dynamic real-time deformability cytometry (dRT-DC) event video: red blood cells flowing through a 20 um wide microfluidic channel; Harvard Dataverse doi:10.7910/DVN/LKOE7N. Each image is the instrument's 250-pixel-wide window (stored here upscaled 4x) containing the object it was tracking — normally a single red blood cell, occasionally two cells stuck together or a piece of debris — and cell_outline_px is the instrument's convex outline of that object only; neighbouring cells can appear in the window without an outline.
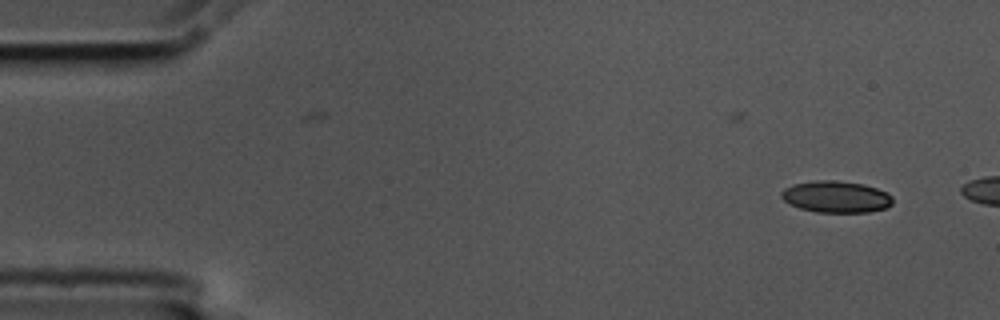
{"species": "common noctule bat (a hibernating species)", "species_latin": "Nyctalus noctula", "temperature_condition": "cold", "stored_images_in_passage": 3, "camera_frame_rate_fps": 3000, "um_per_image_px": 0.085, "animal": {"sex": "male", "body_mass_g": 17.5, "forearm_length_mm": 52.3}, "frame": {"image": 1, "passage_image": 1, "time_ms": 0.0, "image_size_px": [1000, 320], "cell_outline_px": [[892, 204], [888, 208], [868, 212], [816, 212], [800, 208], [784, 200], [780, 196], [780, 192], [784, 188], [792, 184], [816, 180], [832, 180], [864, 184], [888, 192], [892, 196]], "centroid_in_image_um": [71.08, 16.72], "position_along_channel_um": 13.9, "area_um2": 20.63}}